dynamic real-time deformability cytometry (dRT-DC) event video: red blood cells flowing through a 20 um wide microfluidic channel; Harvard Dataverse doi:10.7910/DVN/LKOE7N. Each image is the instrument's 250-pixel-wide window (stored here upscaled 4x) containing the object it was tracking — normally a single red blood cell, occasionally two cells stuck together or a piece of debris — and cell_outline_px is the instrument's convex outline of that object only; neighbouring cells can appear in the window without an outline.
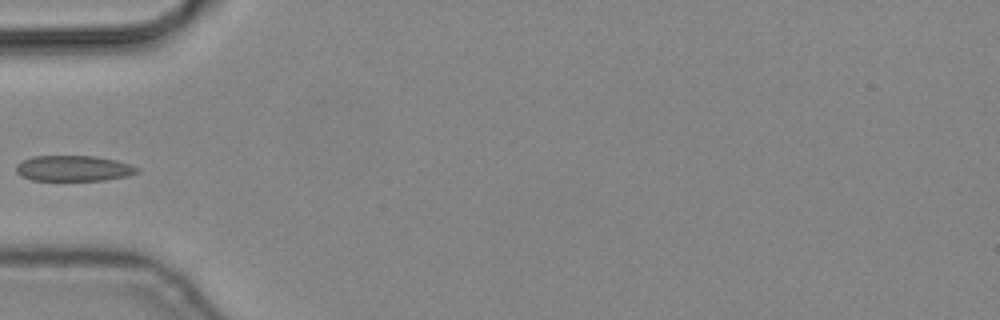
{"species": "common noctule bat (a hibernating species)", "species_latin": "Nyctalus noctula", "temperature_condition": "cold", "stored_images_in_passage": 6, "camera_frame_rate_fps": 3000, "um_per_image_px": 0.085, "animal": {"sex": "male", "body_mass_g": 19.2, "forearm_length_mm": 51.8}, "frame": {"image": 1, "passage_image": 5, "time_ms": 1.333, "image_size_px": [1000, 320], "cell_outline_px": [[140, 172], [128, 176], [104, 180], [32, 180], [20, 176], [16, 172], [16, 164], [32, 156], [96, 156], [116, 160], [140, 168]], "centroid_in_image_um": [6.26, 14.31], "position_along_channel_um": 78.7, "area_um2": 18.15}}
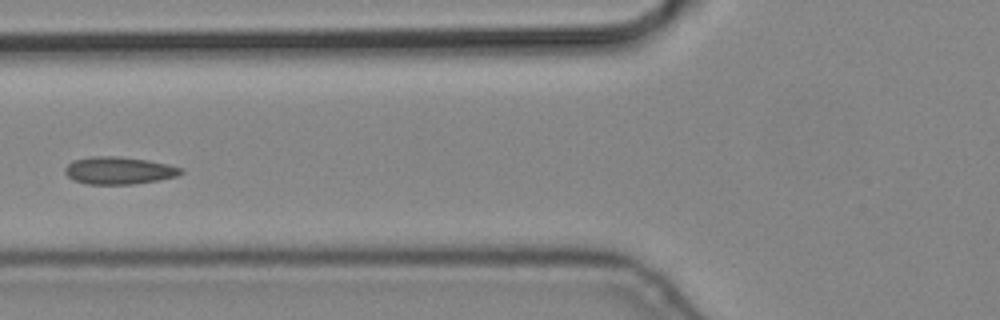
{"frame": {"image": 2, "passage_image": 6, "time_ms": 1.667, "image_size_px": [1000, 320], "cell_outline_px": [[184, 172], [176, 176], [160, 180], [132, 184], [88, 184], [72, 180], [64, 172], [64, 168], [72, 160], [88, 156], [120, 156], [148, 160], [168, 164], [184, 168]], "centroid_in_image_um": [10.1, 14.48], "position_along_channel_um": 115.7, "area_um2": 18.79}}